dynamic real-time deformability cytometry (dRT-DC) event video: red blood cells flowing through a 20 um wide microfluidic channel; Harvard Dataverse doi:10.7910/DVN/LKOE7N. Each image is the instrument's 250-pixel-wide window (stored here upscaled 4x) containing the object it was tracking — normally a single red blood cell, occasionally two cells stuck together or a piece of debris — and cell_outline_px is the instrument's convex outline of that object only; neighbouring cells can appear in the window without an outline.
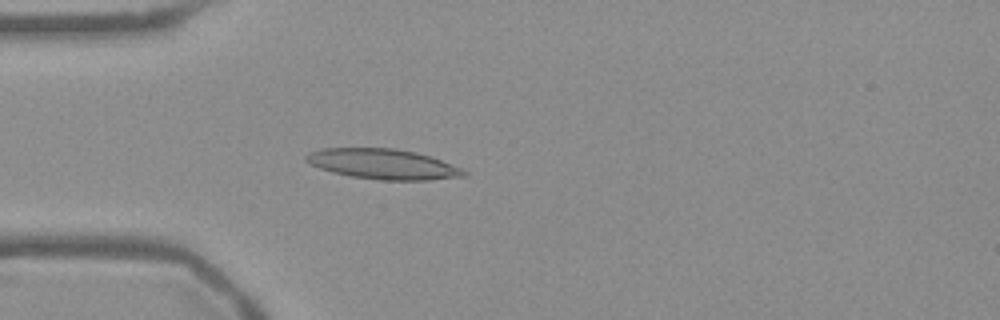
{"species": "Egyptian fruit bat (a non-hibernating species)", "species_latin": "Rousettus aegyptiacus", "temperature_condition": "warm", "stored_images_in_passage": 54, "camera_frame_rate_fps": 3000, "um_per_image_px": 0.085, "frame": {"image": 1, "passage_image": 15, "time_ms": 4.667, "image_size_px": [1000, 320], "cell_outline_px": [[468, 176], [428, 180], [380, 180], [352, 176], [332, 172], [320, 168], [304, 160], [304, 156], [308, 152], [320, 148], [396, 148], [416, 152], [440, 160], [460, 168], [468, 172]], "centroid_in_image_um": [32.53, 13.94], "position_along_channel_um": 52.5, "area_um2": 27.74}}
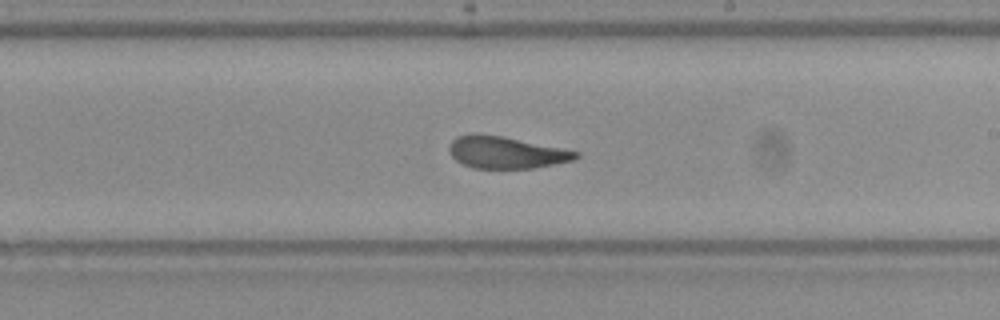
{"frame": {"image": 2, "passage_image": 31, "time_ms": 10.0, "image_size_px": [1000, 320], "cell_outline_px": [[580, 156], [572, 160], [532, 168], [472, 168], [456, 160], [448, 152], [448, 144], [456, 136], [468, 132], [476, 132], [504, 136], [580, 152]], "centroid_in_image_um": [42.93, 12.92], "position_along_channel_um": 246.1, "area_um2": 23.81}}
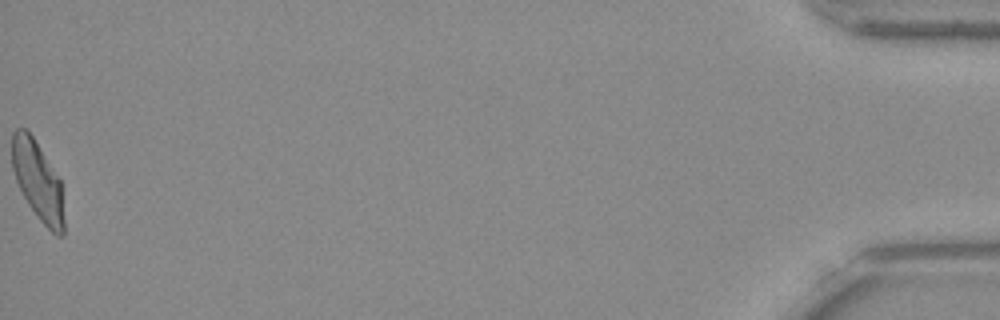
{"frame": {"image": 3, "passage_image": 54, "time_ms": 17.667, "image_size_px": [1000, 320], "cell_outline_px": [[64, 236], [56, 236], [40, 220], [28, 204], [16, 180], [12, 168], [12, 132], [16, 128], [28, 128], [60, 180], [64, 220]], "centroid_in_image_um": [3.2, 15.35], "position_along_channel_um": 432.0, "area_um2": 23.81}, "authors_computed_cell_mechanics": {"area_um2": 25.2008, "velocity_mm_per_s": 3.7653, "shape_relaxation_time_tau1_ms": 7.4059, "shape_relaxation_time_tau2_ms": 1.5646, "deformation_change_tau1": 0.2318, "deformation_change_tau2": 0.084}}